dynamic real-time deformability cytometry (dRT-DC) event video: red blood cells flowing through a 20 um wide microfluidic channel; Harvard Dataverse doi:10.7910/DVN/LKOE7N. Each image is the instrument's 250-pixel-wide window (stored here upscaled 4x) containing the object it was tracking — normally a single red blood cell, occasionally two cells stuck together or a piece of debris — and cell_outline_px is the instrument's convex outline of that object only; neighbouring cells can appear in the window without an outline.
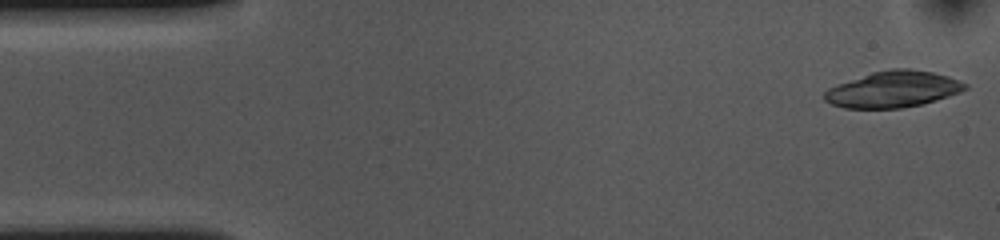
{"species": "common noctule bat (a hibernating species)", "species_latin": "Nyctalus noctula", "temperature_condition": "cold", "stored_images_in_passage": 10, "camera_frame_rate_fps": 3000, "um_per_image_px": 0.085, "animal": {"sex": "female", "body_mass_g": 10.0, "forearm_length_mm": 53.1}, "frame": {"image": 1, "passage_image": 1, "time_ms": 0.0, "image_size_px": [1000, 240], "cell_outline_px": [[968, 88], [960, 92], [936, 100], [920, 104], [900, 108], [844, 108], [832, 104], [824, 100], [824, 92], [828, 88], [872, 72], [892, 68], [908, 68], [932, 72], [948, 76], [968, 84]], "centroid_in_image_um": [75.92, 7.59], "position_along_channel_um": 9.1, "area_um2": 29.48}}